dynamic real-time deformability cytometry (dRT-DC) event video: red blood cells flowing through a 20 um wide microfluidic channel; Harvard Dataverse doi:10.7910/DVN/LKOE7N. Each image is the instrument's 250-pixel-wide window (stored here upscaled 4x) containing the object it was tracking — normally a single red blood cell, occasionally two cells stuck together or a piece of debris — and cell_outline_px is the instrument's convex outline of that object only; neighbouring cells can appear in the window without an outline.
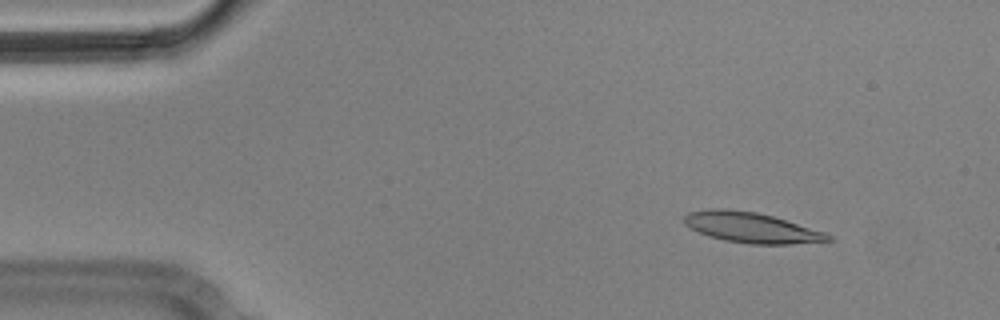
{"species": "Egyptian fruit bat (a non-hibernating species)", "species_latin": "Rousettus aegyptiacus", "temperature_condition": "cold", "stored_images_in_passage": 10, "camera_frame_rate_fps": 3000, "um_per_image_px": 0.085, "animal": {"sex": "male"}, "frame": {"image": 1, "passage_image": 2, "time_ms": 0.333, "image_size_px": [1000, 320], "cell_outline_px": [[832, 240], [792, 244], [748, 244], [724, 240], [708, 236], [684, 224], [684, 216], [688, 212], [708, 208], [724, 208], [756, 212], [772, 216], [824, 232], [832, 236]], "centroid_in_image_um": [63.82, 19.34], "position_along_channel_um": 21.2, "area_um2": 25.32}}
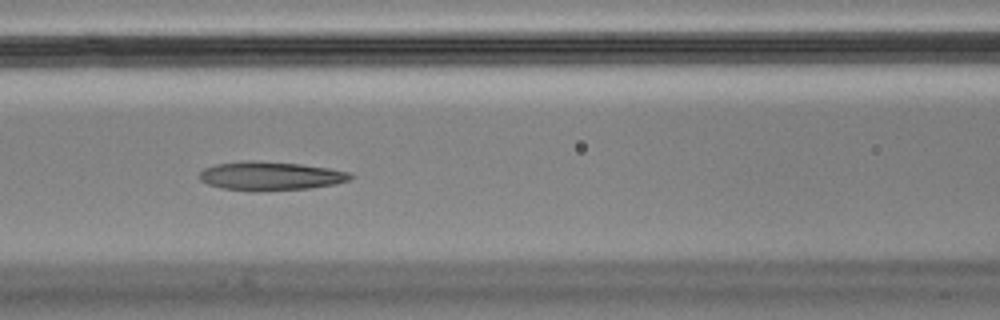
{"frame": {"image": 2, "passage_image": 7, "time_ms": 2.0, "image_size_px": [1000, 320], "cell_outline_px": [[356, 176], [348, 180], [336, 184], [308, 188], [252, 192], [220, 188], [208, 184], [200, 180], [200, 172], [204, 168], [216, 164], [248, 160], [252, 160], [300, 164], [328, 168], [352, 172]], "centroid_in_image_um": [23.0, 14.96], "position_along_channel_um": 143.6, "area_um2": 25.49}}
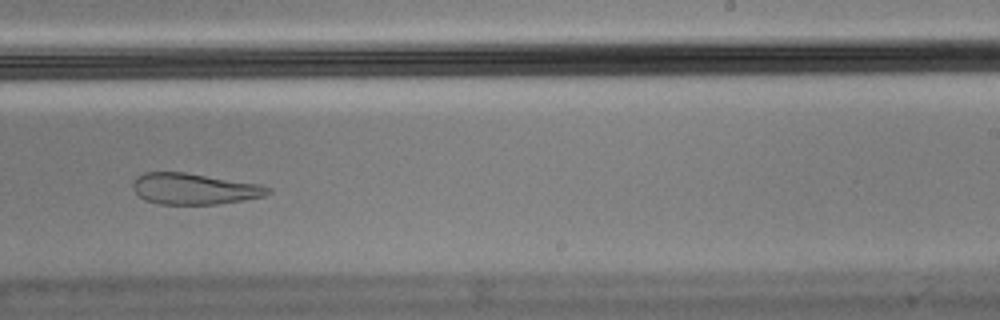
{"frame": {"image": 3, "passage_image": 10, "time_ms": 3.0, "image_size_px": [1000, 320], "cell_outline_px": [[272, 192], [264, 196], [244, 200], [216, 204], [156, 204], [144, 200], [132, 188], [132, 184], [136, 176], [144, 172], [184, 172], [260, 184], [272, 188]], "centroid_in_image_um": [16.5, 16.05], "position_along_channel_um": 272.5, "area_um2": 24.62}}